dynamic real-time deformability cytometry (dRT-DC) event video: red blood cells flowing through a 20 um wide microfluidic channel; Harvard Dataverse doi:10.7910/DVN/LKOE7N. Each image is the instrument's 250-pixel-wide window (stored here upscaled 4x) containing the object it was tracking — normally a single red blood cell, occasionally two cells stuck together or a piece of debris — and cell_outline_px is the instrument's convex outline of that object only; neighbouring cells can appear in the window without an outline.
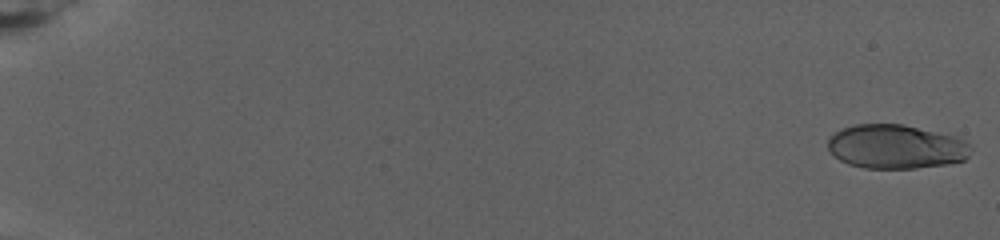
{"species": "human", "species_latin": "Homo sapiens", "temperature_condition": "warm", "stored_images_in_passage": 26, "camera_frame_rate_fps": 3000, "um_per_image_px": 0.085, "donor": {"sex": "female"}, "frame": {"image": 1, "passage_image": 2, "time_ms": 0.333, "image_size_px": [1000, 240], "cell_outline_px": [[972, 148], [968, 156], [964, 160], [944, 164], [912, 168], [864, 168], [848, 164], [840, 160], [828, 148], [828, 140], [836, 132], [844, 128], [856, 124], [904, 124], [956, 136], [964, 140]], "centroid_in_image_um": [76.17, 12.46], "position_along_channel_um": 8.8, "area_um2": 36.47}}
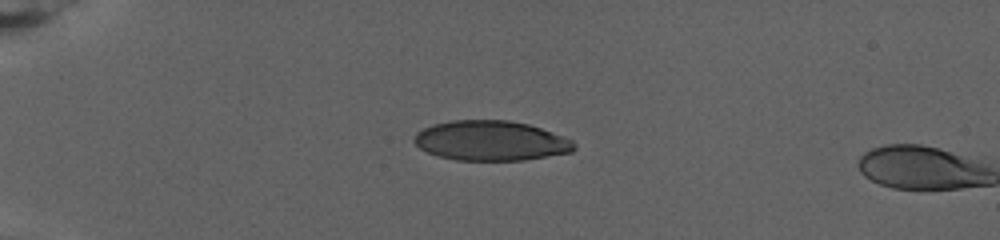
{"frame": {"image": 2, "passage_image": 24, "time_ms": 7.667, "image_size_px": [1000, 240], "cell_outline_px": [[576, 148], [572, 152], [524, 160], [456, 160], [440, 156], [428, 152], [420, 148], [412, 140], [416, 132], [432, 124], [452, 120], [508, 120], [528, 124], [540, 128], [572, 140], [576, 144]], "centroid_in_image_um": [41.71, 11.96], "position_along_channel_um": 43.3, "area_um2": 37.11}}